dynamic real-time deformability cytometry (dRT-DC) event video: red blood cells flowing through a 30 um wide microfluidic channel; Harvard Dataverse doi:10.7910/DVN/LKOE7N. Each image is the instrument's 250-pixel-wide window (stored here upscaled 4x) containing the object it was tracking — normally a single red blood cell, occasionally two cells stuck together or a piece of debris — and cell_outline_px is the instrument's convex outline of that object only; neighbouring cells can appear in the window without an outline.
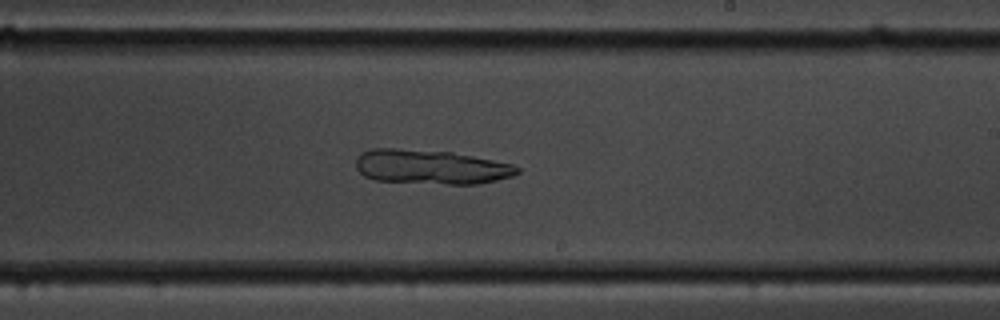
{"species": "common noctule bat (a hibernating species)", "species_latin": "Nyctalus noctula", "temperature_condition": "cold", "stored_images_in_passage": 59, "camera_frame_rate_fps": 3000, "um_per_image_px": 0.085, "animal": {"sex": "male", "body_mass_g": 19.5, "forearm_length_mm": 54.6}, "frame": {"image": 1, "passage_image": 36, "time_ms": 11.667, "image_size_px": [1000, 320], "cell_outline_px": [[520, 172], [512, 176], [480, 184], [448, 184], [376, 180], [364, 176], [356, 168], [356, 156], [360, 152], [372, 148], [392, 148], [452, 152], [512, 164], [520, 168]], "centroid_in_image_um": [36.6, 14.18], "position_along_channel_um": 252.4, "area_um2": 32.31}}